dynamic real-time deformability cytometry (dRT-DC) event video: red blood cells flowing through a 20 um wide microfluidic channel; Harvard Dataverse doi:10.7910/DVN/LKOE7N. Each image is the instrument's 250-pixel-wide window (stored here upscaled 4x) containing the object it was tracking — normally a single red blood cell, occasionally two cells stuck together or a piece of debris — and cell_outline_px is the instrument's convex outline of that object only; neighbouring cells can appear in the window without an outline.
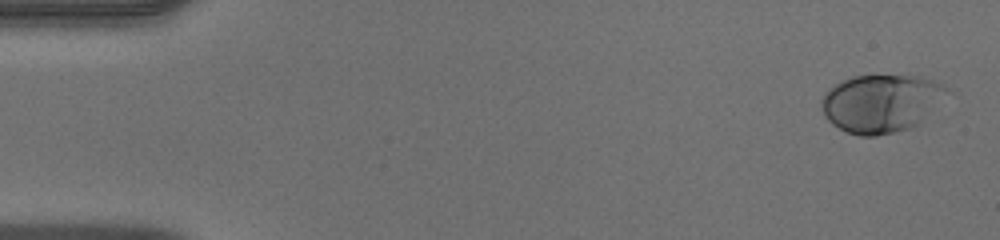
{"species": "human", "species_latin": "Homo sapiens", "temperature_condition": "warm", "stored_images_in_passage": 50, "camera_frame_rate_fps": 3000, "um_per_image_px": 0.085, "donor": {"sex": "male"}, "frame": {"image": 1, "passage_image": 2, "time_ms": 0.333, "image_size_px": [1000, 240], "cell_outline_px": [[952, 92], [920, 124], [912, 128], [896, 132], [876, 136], [860, 136], [844, 132], [832, 124], [824, 116], [820, 104], [820, 100], [824, 92], [828, 88], [852, 76], [920, 76], [936, 80], [952, 88]], "centroid_in_image_um": [74.95, 8.79], "position_along_channel_um": 10.0, "area_um2": 43.41}}
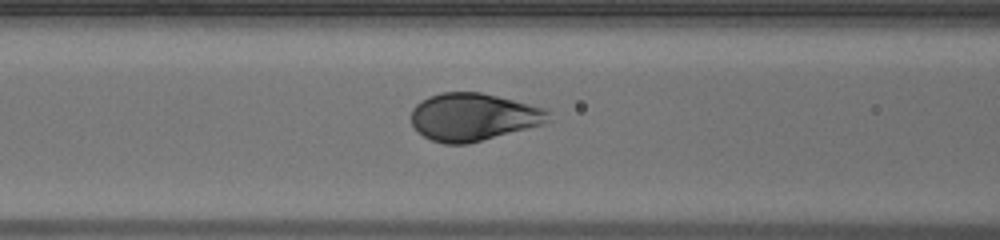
{"frame": {"image": 2, "passage_image": 21, "time_ms": 6.667, "image_size_px": [1000, 240], "cell_outline_px": [[548, 120], [544, 124], [468, 144], [444, 144], [432, 140], [424, 136], [412, 124], [412, 108], [420, 100], [428, 96], [440, 92], [480, 92], [544, 108], [548, 112]], "centroid_in_image_um": [40.19, 9.94], "position_along_channel_um": 126.4, "area_um2": 37.8}}
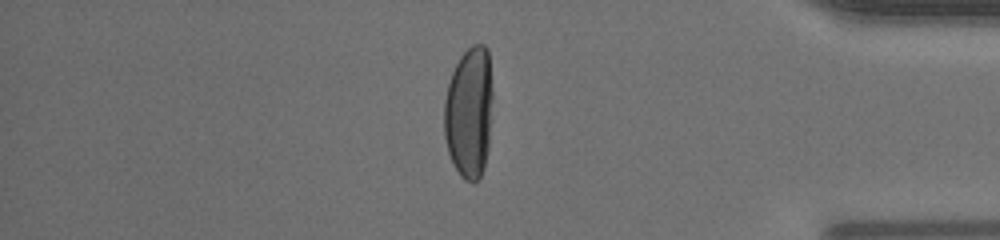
{"frame": {"image": 3, "passage_image": 43, "time_ms": 14.0, "image_size_px": [1000, 240], "cell_outline_px": [[492, 100], [488, 148], [484, 168], [480, 176], [476, 180], [464, 180], [460, 176], [452, 164], [448, 152], [444, 136], [444, 100], [448, 84], [452, 72], [460, 56], [472, 44], [484, 44], [488, 48], [492, 92]], "centroid_in_image_um": [39.87, 9.54], "position_along_channel_um": 395.3, "area_um2": 37.45}, "authors_computed_cell_mechanics": {"area_um2": 40.0554, "velocity_mm_per_s": 4.0621, "shape_relaxation_time_tau1_ms": 3.0461, "shape_relaxation_time_tau2_ms": null, "deformation_change_tau1": 0.1975, "deformation_change_tau2": null}}